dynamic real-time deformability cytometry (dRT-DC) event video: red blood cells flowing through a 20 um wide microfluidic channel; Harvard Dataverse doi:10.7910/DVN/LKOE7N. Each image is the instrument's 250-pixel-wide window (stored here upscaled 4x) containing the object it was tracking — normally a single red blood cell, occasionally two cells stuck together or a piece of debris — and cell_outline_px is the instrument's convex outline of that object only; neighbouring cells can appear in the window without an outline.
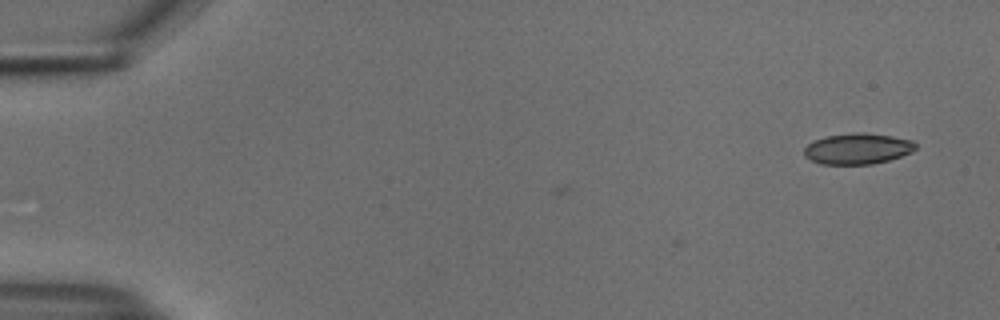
{"species": "common noctule bat (a hibernating species)", "species_latin": "Nyctalus noctula", "temperature_condition": "cold", "stored_images_in_passage": 2, "camera_frame_rate_fps": 3000, "um_per_image_px": 0.085, "animal": {"sex": "male", "body_mass_g": 18.8}, "frame": {"image": 1, "passage_image": 2, "time_ms": 0.333, "image_size_px": [1000, 320], "cell_outline_px": [[916, 148], [912, 152], [888, 160], [872, 164], [820, 164], [804, 156], [804, 148], [812, 140], [824, 136], [856, 132], [864, 132], [892, 136], [912, 140], [916, 144]], "centroid_in_image_um": [72.87, 12.63], "position_along_channel_um": 12.1, "area_um2": 20.17}}